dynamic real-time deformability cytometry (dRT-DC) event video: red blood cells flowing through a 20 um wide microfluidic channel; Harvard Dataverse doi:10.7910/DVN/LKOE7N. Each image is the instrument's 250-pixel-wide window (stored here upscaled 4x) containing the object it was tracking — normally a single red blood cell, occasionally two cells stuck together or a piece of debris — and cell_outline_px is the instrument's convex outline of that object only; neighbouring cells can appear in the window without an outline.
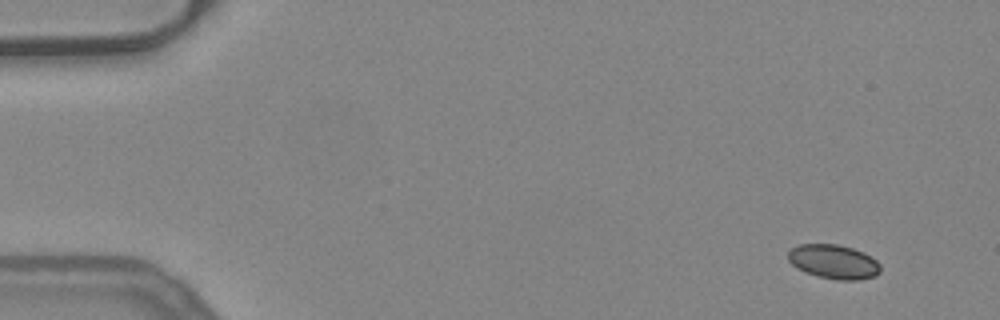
{"species": "common noctule bat (a hibernating species)", "species_latin": "Nyctalus noctula", "temperature_condition": "warm", "stored_images_in_passage": 12, "camera_frame_rate_fps": 3000, "um_per_image_px": 0.085, "animal": {"sex": "female", "body_mass_g": 24.6, "forearm_length_mm": 56.2}, "frame": {"image": 1, "passage_image": 4, "time_ms": 1.0, "image_size_px": [1000, 320], "cell_outline_px": [[880, 272], [876, 276], [856, 280], [836, 280], [820, 276], [796, 268], [788, 260], [788, 252], [792, 248], [800, 244], [836, 244], [852, 248], [864, 252], [872, 256], [880, 264]], "centroid_in_image_um": [70.89, 22.24], "position_along_channel_um": 14.1, "area_um2": 18.38}}